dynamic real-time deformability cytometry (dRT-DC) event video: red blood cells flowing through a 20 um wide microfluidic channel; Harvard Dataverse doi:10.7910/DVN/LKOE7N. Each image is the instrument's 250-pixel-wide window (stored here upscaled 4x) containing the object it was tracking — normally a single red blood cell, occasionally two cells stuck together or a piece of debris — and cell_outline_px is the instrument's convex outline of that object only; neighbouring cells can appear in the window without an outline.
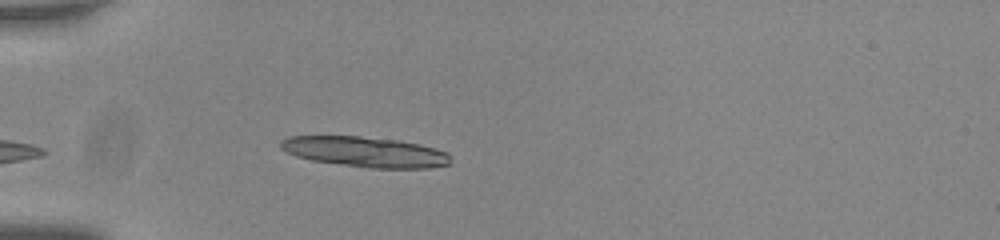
{"species": "common noctule bat (a hibernating species)", "species_latin": "Nyctalus noctula", "temperature_condition": "room temperature", "stored_images_in_passage": 29, "camera_frame_rate_fps": 3000, "um_per_image_px": 0.085, "animal": {"sex": "male", "body_mass_g": 20.0, "forearm_length_mm": 53.3}, "frame": {"image": 1, "passage_image": 1, "time_ms": 0.0, "image_size_px": [1000, 240], "cell_outline_px": [[448, 164], [428, 168], [368, 168], [312, 160], [296, 156], [280, 148], [280, 140], [288, 136], [360, 136], [396, 140], [420, 144], [436, 148], [448, 152]], "centroid_in_image_um": [31.01, 12.9], "position_along_channel_um": 54.0, "area_um2": 29.88}}
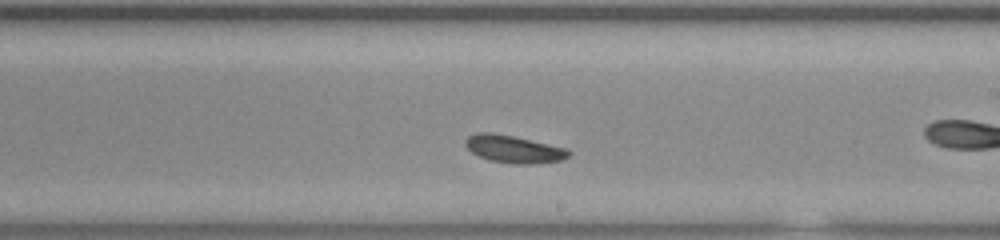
{"frame": {"image": 2, "passage_image": 14, "time_ms": 4.333, "image_size_px": [1000, 240], "cell_outline_px": [[572, 152], [568, 156], [560, 160], [532, 164], [512, 164], [488, 160], [476, 156], [464, 144], [464, 140], [468, 136], [476, 132], [492, 132], [512, 136], [568, 148]], "centroid_in_image_um": [43.63, 12.67], "position_along_channel_um": 245.4, "area_um2": 16.7}}
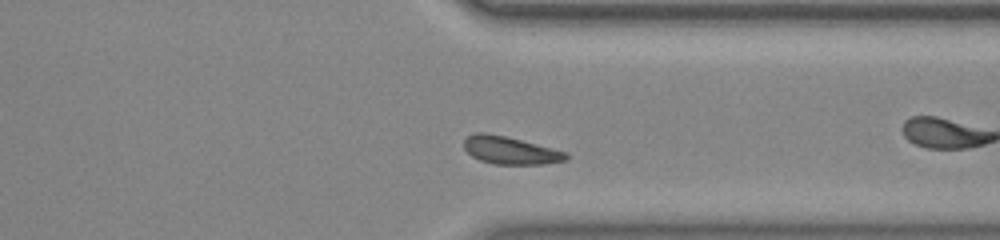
{"frame": {"image": 3, "passage_image": 24, "time_ms": 7.667, "image_size_px": [1000, 240], "cell_outline_px": [[568, 160], [544, 164], [496, 164], [480, 160], [472, 156], [464, 148], [464, 140], [468, 136], [476, 132], [484, 132], [504, 136], [568, 152]], "centroid_in_image_um": [43.38, 12.78], "position_along_channel_um": 368.0, "area_um2": 16.3}, "authors_computed_cell_mechanics": {"area_um2": 16.6464, "velocity_mm_per_s": 3.6612, "shape_relaxation_time_tau1_ms": 0.9205, "shape_relaxation_time_tau2_ms": 2.2154, "deformation_change_tau1": 0.0532, "deformation_change_tau2": 0.0498}}